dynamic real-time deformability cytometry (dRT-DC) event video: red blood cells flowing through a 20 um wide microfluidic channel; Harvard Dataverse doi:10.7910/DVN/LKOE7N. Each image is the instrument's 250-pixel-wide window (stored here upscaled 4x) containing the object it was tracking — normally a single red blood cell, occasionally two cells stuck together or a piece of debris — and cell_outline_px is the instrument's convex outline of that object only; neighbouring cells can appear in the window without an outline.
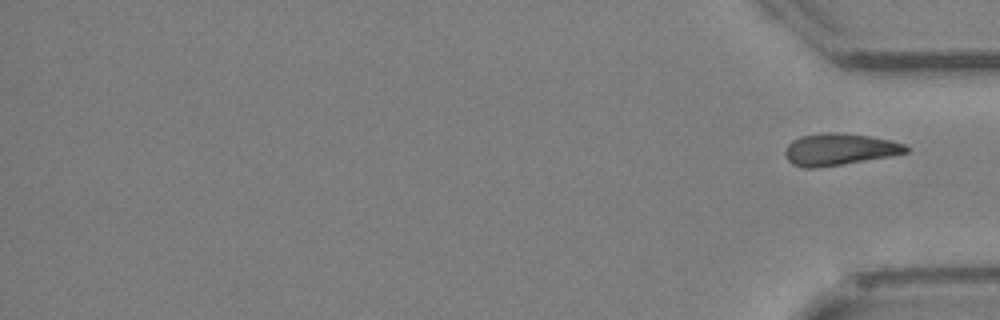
{"species": "Egyptian fruit bat (a non-hibernating species)", "species_latin": "Rousettus aegyptiacus", "temperature_condition": "cold", "stored_images_in_passage": 29, "camera_frame_rate_fps": 3000, "um_per_image_px": 0.085, "animal": {"sex": "female"}, "frame": {"image": 1, "passage_image": 29, "time_ms": 9.333, "image_size_px": [1000, 320], "cell_outline_px": [[908, 152], [892, 156], [816, 168], [804, 168], [792, 164], [788, 160], [784, 152], [788, 144], [792, 140], [800, 136], [824, 132], [836, 132], [872, 136], [904, 144], [908, 148]], "centroid_in_image_um": [71.32, 12.69], "position_along_channel_um": 363.9, "area_um2": 22.43}}